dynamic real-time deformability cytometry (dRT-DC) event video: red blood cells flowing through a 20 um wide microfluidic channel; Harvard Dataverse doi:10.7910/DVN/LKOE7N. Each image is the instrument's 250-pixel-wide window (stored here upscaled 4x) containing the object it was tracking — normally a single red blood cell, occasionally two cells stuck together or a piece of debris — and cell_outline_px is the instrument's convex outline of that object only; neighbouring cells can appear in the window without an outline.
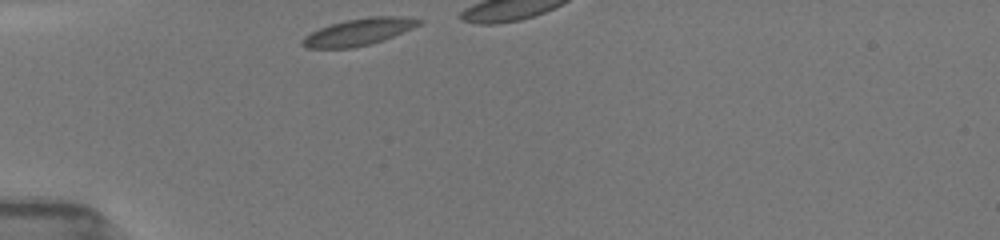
{"species": "common noctule bat (a hibernating species)", "species_latin": "Nyctalus noctula", "temperature_condition": "room temperature", "stored_images_in_passage": 9, "camera_frame_rate_fps": 3000, "um_per_image_px": 0.085, "animal": {"sex": "female", "body_mass_g": 19.5, "forearm_length_mm": 54.1}, "frame": {"image": 1, "passage_image": 1, "time_ms": 0.0, "image_size_px": [1000, 240], "cell_outline_px": [[424, 20], [420, 24], [412, 28], [384, 40], [352, 48], [308, 48], [300, 44], [300, 40], [304, 36], [320, 28], [344, 20], [368, 16], [396, 16]], "centroid_in_image_um": [30.46, 2.71], "position_along_channel_um": 54.5, "area_um2": 18.15}}
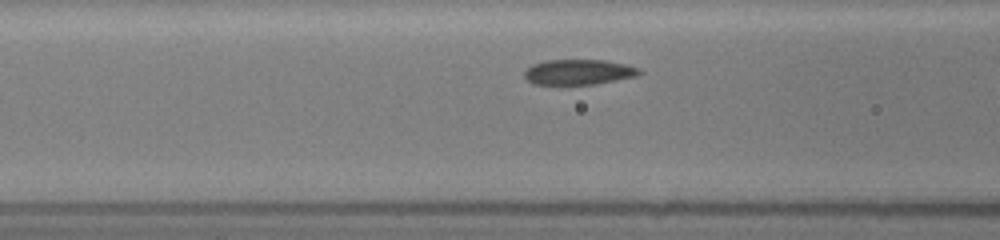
{"frame": {"image": 2, "passage_image": 7, "time_ms": 2.0, "image_size_px": [1000, 240], "cell_outline_px": [[644, 72], [636, 76], [596, 84], [532, 84], [524, 76], [524, 72], [532, 64], [544, 60], [604, 60], [624, 64], [640, 68]], "centroid_in_image_um": [49.19, 6.12], "position_along_channel_um": 117.4, "area_um2": 16.94}}